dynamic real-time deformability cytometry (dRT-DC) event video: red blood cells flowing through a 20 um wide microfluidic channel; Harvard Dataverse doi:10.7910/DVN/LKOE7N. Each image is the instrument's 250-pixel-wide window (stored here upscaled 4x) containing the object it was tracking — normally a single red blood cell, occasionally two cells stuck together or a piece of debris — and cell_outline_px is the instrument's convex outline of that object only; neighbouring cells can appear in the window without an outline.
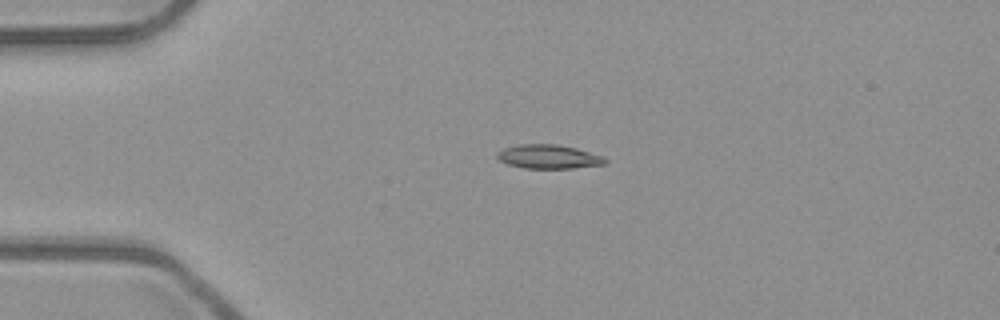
{"species": "common noctule bat (a hibernating species)", "species_latin": "Nyctalus noctula", "temperature_condition": "room temperature", "stored_images_in_passage": 4, "camera_frame_rate_fps": 3000, "um_per_image_px": 0.085, "animal": {"sex": "male", "body_mass_g": 23.1, "forearm_length_mm": 52.7}, "frame": {"image": 1, "passage_image": 3, "time_ms": 0.667, "image_size_px": [1000, 320], "cell_outline_px": [[608, 160], [604, 164], [572, 168], [524, 168], [508, 164], [500, 160], [496, 156], [496, 152], [504, 148], [520, 144], [556, 144], [576, 148], [604, 156]], "centroid_in_image_um": [46.63, 13.31], "position_along_channel_um": 38.4, "area_um2": 15.03}}